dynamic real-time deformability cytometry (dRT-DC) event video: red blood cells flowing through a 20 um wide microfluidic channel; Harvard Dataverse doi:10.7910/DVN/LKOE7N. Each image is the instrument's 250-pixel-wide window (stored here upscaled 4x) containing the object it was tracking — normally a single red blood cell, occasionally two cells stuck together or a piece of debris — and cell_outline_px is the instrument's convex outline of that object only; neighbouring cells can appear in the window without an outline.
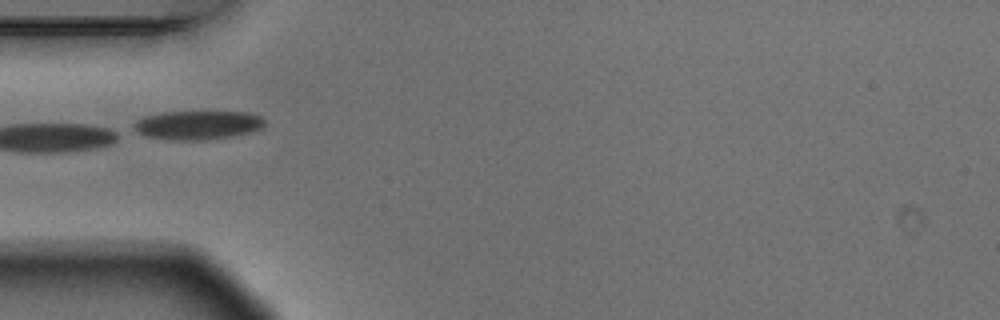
{"species": "Egyptian fruit bat (a non-hibernating species)", "species_latin": "Rousettus aegyptiacus", "temperature_condition": "warm", "stored_images_in_passage": 7, "camera_frame_rate_fps": 3000, "um_per_image_px": 0.085, "animal": {"sex": "male"}, "frame": {"image": 1, "passage_image": 5, "time_ms": 1.333, "image_size_px": [1000, 320], "cell_outline_px": [[264, 124], [260, 128], [252, 132], [232, 136], [204, 140], [172, 140], [144, 136], [136, 132], [132, 128], [132, 124], [136, 120], [144, 116], [164, 112], [248, 112], [260, 116], [264, 120]], "centroid_in_image_um": [16.75, 10.63], "position_along_channel_um": 68.2, "area_um2": 22.14}}
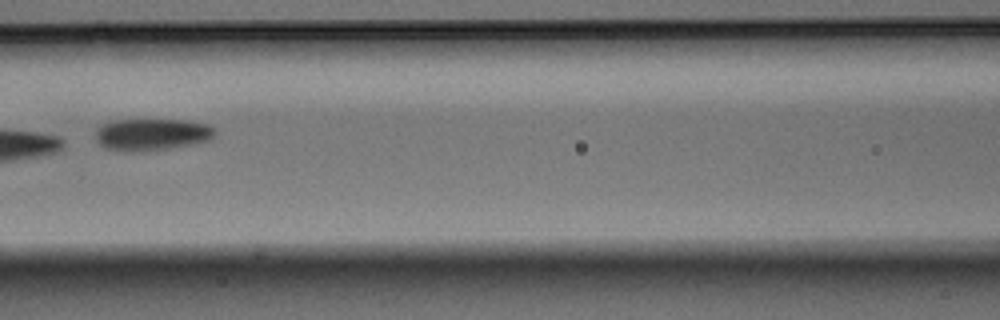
{"frame": {"image": 2, "passage_image": 7, "time_ms": 2.0, "image_size_px": [1000, 320], "cell_outline_px": [[216, 132], [208, 140], [196, 144], [172, 148], [132, 152], [108, 148], [100, 144], [96, 140], [96, 128], [112, 120], [188, 120], [208, 124]], "centroid_in_image_um": [12.92, 11.42], "position_along_channel_um": 153.7, "area_um2": 22.14}}